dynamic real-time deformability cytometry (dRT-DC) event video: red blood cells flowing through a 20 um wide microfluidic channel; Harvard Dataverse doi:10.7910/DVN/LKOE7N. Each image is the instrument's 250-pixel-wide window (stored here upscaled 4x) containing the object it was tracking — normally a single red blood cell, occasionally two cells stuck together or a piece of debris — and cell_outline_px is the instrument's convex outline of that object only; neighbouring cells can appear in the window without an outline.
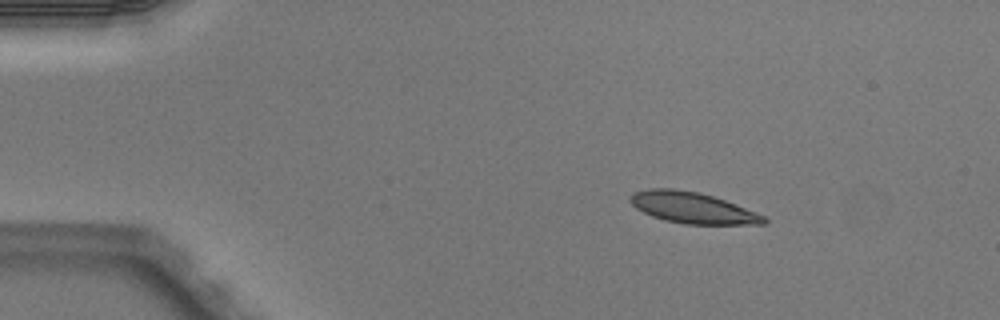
{"species": "Egyptian fruit bat (a non-hibernating species)", "species_latin": "Rousettus aegyptiacus", "temperature_condition": "warm", "stored_images_in_passage": 3, "camera_frame_rate_fps": 3000, "um_per_image_px": 0.085, "animal": {"sex": "male"}, "frame": {"image": 1, "passage_image": 1, "time_ms": 0.0, "image_size_px": [1000, 320], "cell_outline_px": [[768, 220], [764, 224], [684, 224], [664, 220], [652, 216], [636, 208], [628, 200], [632, 192], [648, 188], [672, 188], [700, 192], [736, 204], [764, 216]], "centroid_in_image_um": [58.81, 17.65], "position_along_channel_um": 26.2, "area_um2": 24.22}}